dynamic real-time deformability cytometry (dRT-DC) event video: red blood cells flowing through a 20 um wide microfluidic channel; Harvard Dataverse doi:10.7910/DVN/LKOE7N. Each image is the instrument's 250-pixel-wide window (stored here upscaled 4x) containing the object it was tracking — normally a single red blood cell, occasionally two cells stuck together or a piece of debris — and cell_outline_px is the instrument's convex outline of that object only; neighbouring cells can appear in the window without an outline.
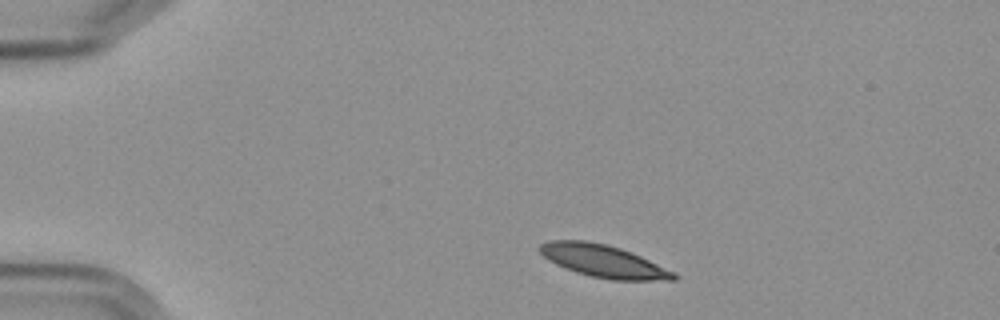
{"species": "Egyptian fruit bat (a non-hibernating species)", "species_latin": "Rousettus aegyptiacus", "temperature_condition": "cold", "stored_images_in_passage": 4, "camera_frame_rate_fps": 3000, "um_per_image_px": 0.085, "frame": {"image": 1, "passage_image": 1, "time_ms": 0.0, "image_size_px": [1000, 320], "cell_outline_px": [[680, 276], [676, 280], [612, 280], [592, 276], [576, 272], [564, 268], [548, 260], [540, 252], [540, 244], [552, 240], [584, 240], [608, 244], [620, 248], [640, 256], [676, 272]], "centroid_in_image_um": [51.32, 22.2], "position_along_channel_um": 33.7, "area_um2": 25.32}}
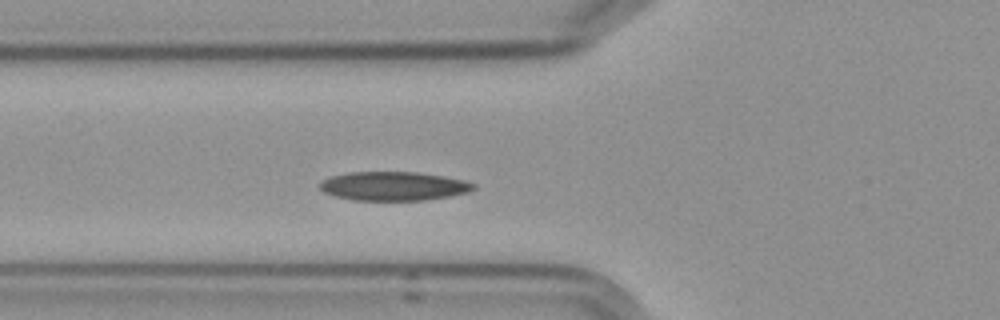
{"frame": {"image": 2, "passage_image": 4, "time_ms": 3.333, "image_size_px": [1000, 320], "cell_outline_px": [[476, 188], [468, 192], [448, 196], [424, 200], [352, 200], [336, 196], [324, 192], [320, 188], [320, 184], [324, 180], [332, 176], [348, 172], [416, 172], [444, 176], [464, 180], [476, 184]], "centroid_in_image_um": [33.48, 15.81], "position_along_channel_um": 92.3, "area_um2": 25.72}}